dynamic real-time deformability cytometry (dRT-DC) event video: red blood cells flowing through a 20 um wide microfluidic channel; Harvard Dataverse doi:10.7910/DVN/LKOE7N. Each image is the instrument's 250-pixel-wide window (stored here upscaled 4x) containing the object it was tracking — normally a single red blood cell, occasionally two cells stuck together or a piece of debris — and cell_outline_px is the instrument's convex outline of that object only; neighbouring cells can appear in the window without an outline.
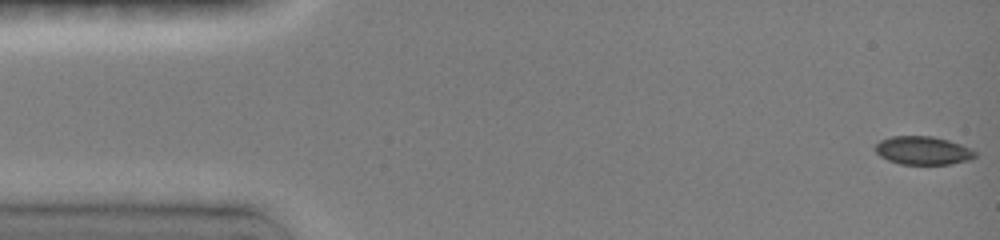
{"species": "common noctule bat (a hibernating species)", "species_latin": "Nyctalus noctula", "temperature_condition": "room temperature", "stored_images_in_passage": 49, "segment_of_instrument_passage": [1, 2], "camera_frame_rate_fps": 3000, "um_per_image_px": 0.085, "animal": {"sex": "female", "body_mass_g": 19.0, "forearm_length_mm": 51.5}, "frame": {"image": 1, "passage_image": 1, "time_ms": 0.0, "image_size_px": [1000, 240], "cell_outline_px": [[976, 156], [968, 160], [952, 164], [900, 164], [888, 160], [880, 156], [876, 152], [876, 144], [880, 140], [892, 136], [932, 136], [948, 140], [972, 148], [976, 152]], "centroid_in_image_um": [78.46, 12.79], "position_along_channel_um": 6.5, "area_um2": 16.47}}
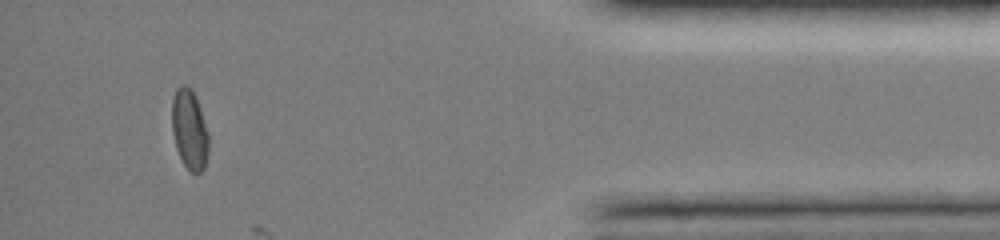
{"frame": {"image": 2, "passage_image": 44, "time_ms": 14.333, "image_size_px": [1000, 240], "cell_outline_px": [[208, 152], [204, 168], [200, 172], [192, 172], [184, 164], [176, 148], [172, 132], [172, 100], [176, 88], [180, 84], [184, 84], [192, 88], [200, 108], [208, 132]], "centroid_in_image_um": [16.1, 10.96], "position_along_channel_um": 419.1, "area_um2": 17.05}}